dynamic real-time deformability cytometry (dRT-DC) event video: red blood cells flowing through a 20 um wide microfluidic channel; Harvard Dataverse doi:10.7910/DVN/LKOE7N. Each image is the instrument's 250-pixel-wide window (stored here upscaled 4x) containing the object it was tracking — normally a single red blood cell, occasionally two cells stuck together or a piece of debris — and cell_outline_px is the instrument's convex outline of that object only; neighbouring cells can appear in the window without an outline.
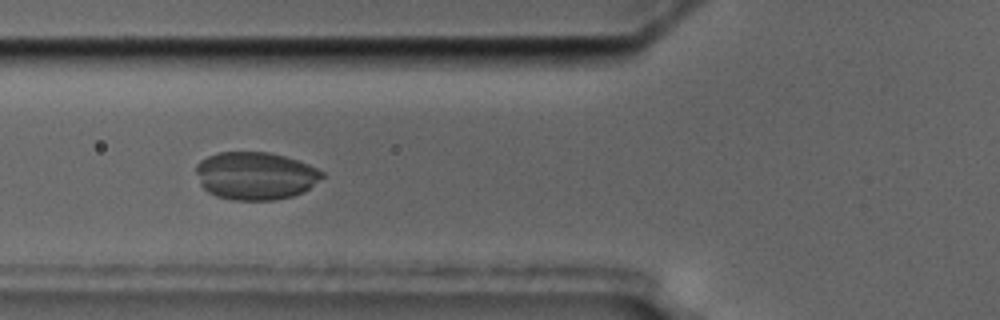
{"species": "common noctule bat (a hibernating species)", "species_latin": "Nyctalus noctula", "temperature_condition": "cold", "stored_images_in_passage": 3, "camera_frame_rate_fps": 3000, "um_per_image_px": 0.085, "animal": {"sex": "male", "body_mass_g": 17.5, "forearm_length_mm": 52.3}, "frame": {"image": 1, "passage_image": 2, "time_ms": 1.333, "image_size_px": [1000, 320], "cell_outline_px": [[324, 176], [304, 192], [292, 196], [276, 200], [232, 200], [216, 196], [208, 192], [200, 184], [196, 172], [196, 164], [200, 160], [208, 156], [220, 152], [268, 152], [284, 156], [308, 164], [324, 172]], "centroid_in_image_um": [21.7, 14.95], "position_along_channel_um": 104.1, "area_um2": 35.14}}